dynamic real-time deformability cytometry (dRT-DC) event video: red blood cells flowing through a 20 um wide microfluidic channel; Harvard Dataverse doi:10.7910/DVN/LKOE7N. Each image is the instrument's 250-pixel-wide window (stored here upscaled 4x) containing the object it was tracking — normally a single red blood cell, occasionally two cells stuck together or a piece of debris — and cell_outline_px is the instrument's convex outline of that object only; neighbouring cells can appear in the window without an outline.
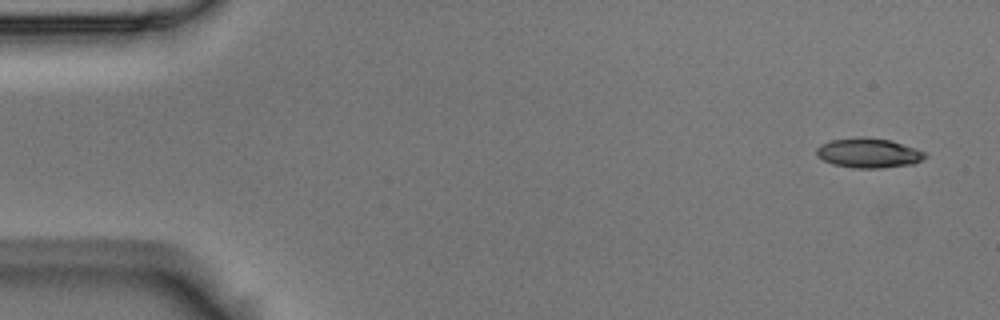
{"species": "Egyptian fruit bat (a non-hibernating species)", "species_latin": "Rousettus aegyptiacus", "temperature_condition": "room temperature", "stored_images_in_passage": 4, "camera_frame_rate_fps": 3000, "um_per_image_px": 0.085, "animal": {"sex": "male"}, "frame": {"image": 1, "passage_image": 1, "time_ms": 0.0, "image_size_px": [1000, 320], "cell_outline_px": [[928, 156], [924, 160], [912, 164], [880, 168], [852, 168], [832, 164], [816, 156], [816, 148], [820, 144], [832, 140], [860, 136], [864, 136], [892, 140], [928, 152]], "centroid_in_image_um": [73.86, 13.0], "position_along_channel_um": 11.1, "area_um2": 19.19}}
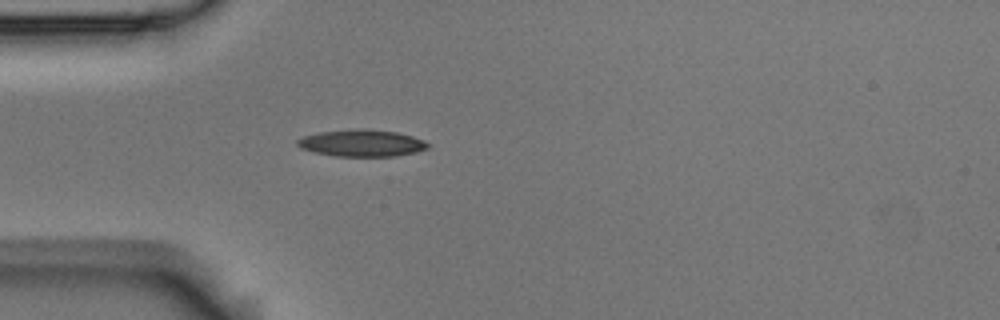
{"frame": {"image": 2, "passage_image": 4, "time_ms": 1.0, "image_size_px": [1000, 320], "cell_outline_px": [[428, 148], [416, 152], [396, 156], [336, 156], [316, 152], [300, 148], [296, 144], [296, 140], [304, 136], [320, 132], [396, 132], [412, 136], [424, 140], [428, 144]], "centroid_in_image_um": [30.76, 12.22], "position_along_channel_um": 54.2, "area_um2": 19.19}}